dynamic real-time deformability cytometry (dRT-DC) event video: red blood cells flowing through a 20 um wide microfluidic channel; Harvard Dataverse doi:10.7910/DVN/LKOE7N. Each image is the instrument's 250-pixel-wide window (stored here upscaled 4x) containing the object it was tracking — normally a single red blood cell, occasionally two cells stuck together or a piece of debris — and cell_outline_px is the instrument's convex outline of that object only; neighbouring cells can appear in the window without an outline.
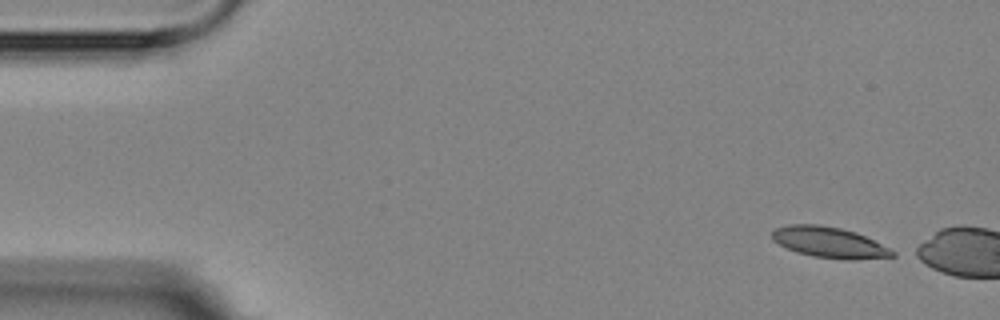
{"species": "Egyptian fruit bat (a non-hibernating species)", "species_latin": "Rousettus aegyptiacus", "temperature_condition": "room temperature", "stored_images_in_passage": 2, "camera_frame_rate_fps": 3000, "um_per_image_px": 0.085, "animal": {"sex": "female"}, "frame": {"image": 1, "passage_image": 1, "time_ms": 0.0, "image_size_px": [1000, 320], "cell_outline_px": [[896, 256], [856, 260], [844, 260], [812, 256], [796, 252], [772, 240], [772, 232], [776, 228], [788, 224], [816, 224], [840, 228], [856, 232], [896, 252]], "centroid_in_image_um": [70.48, 20.61], "position_along_channel_um": 14.5, "area_um2": 21.5}}